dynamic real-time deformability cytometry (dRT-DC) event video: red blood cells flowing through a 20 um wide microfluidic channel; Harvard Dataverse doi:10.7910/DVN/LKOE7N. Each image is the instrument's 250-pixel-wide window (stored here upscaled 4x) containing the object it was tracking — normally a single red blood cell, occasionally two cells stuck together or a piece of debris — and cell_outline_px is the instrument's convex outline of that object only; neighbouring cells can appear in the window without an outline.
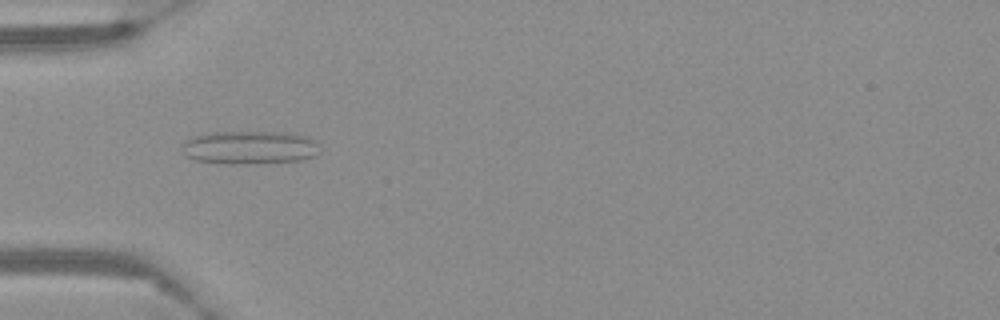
{"species": "Egyptian fruit bat (a non-hibernating species)", "species_latin": "Rousettus aegyptiacus", "temperature_condition": "warm", "stored_images_in_passage": 41, "camera_frame_rate_fps": 3000, "um_per_image_px": 0.085, "frame": {"image": 1, "passage_image": 2, "time_ms": 0.333, "image_size_px": [1000, 320], "cell_outline_px": [[320, 152], [316, 156], [300, 160], [236, 164], [228, 164], [196, 160], [184, 156], [184, 144], [192, 136], [216, 132], [260, 132], [300, 136], [312, 140], [316, 144]], "centroid_in_image_um": [21.16, 12.56], "position_along_channel_um": 63.8, "area_um2": 25.89}}
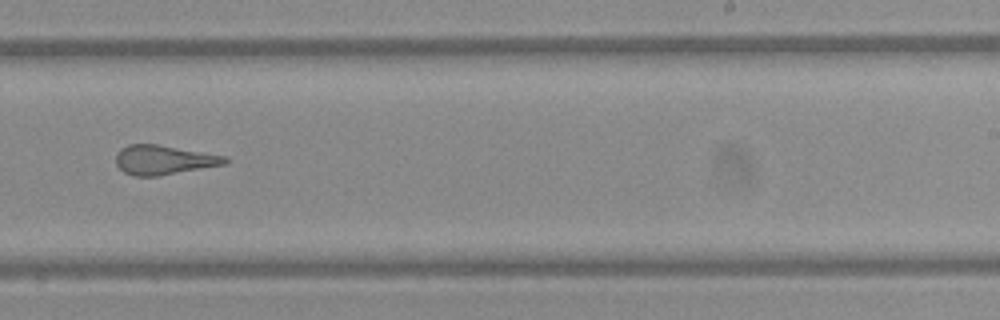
{"frame": {"image": 2, "passage_image": 20, "time_ms": 6.333, "image_size_px": [1000, 320], "cell_outline_px": [[228, 160], [224, 164], [160, 176], [136, 176], [124, 172], [116, 164], [116, 152], [120, 148], [128, 144], [156, 144], [224, 156]], "centroid_in_image_um": [13.84, 13.59], "position_along_channel_um": 275.2, "area_um2": 18.44}}
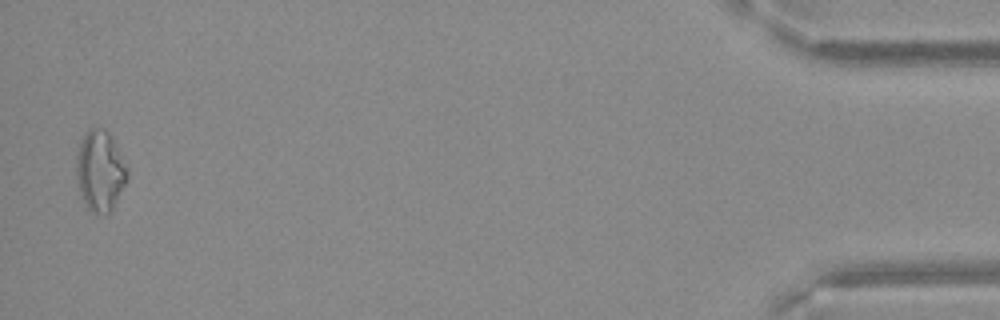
{"frame": {"image": 3, "passage_image": 40, "time_ms": 13.0, "image_size_px": [1000, 320], "cell_outline_px": [[128, 176], [112, 212], [104, 216], [92, 212], [84, 204], [76, 176], [76, 156], [80, 144], [88, 128], [104, 128], [108, 132], [116, 144], [128, 168]], "centroid_in_image_um": [8.52, 14.55], "position_along_channel_um": 426.7, "area_um2": 24.1}}